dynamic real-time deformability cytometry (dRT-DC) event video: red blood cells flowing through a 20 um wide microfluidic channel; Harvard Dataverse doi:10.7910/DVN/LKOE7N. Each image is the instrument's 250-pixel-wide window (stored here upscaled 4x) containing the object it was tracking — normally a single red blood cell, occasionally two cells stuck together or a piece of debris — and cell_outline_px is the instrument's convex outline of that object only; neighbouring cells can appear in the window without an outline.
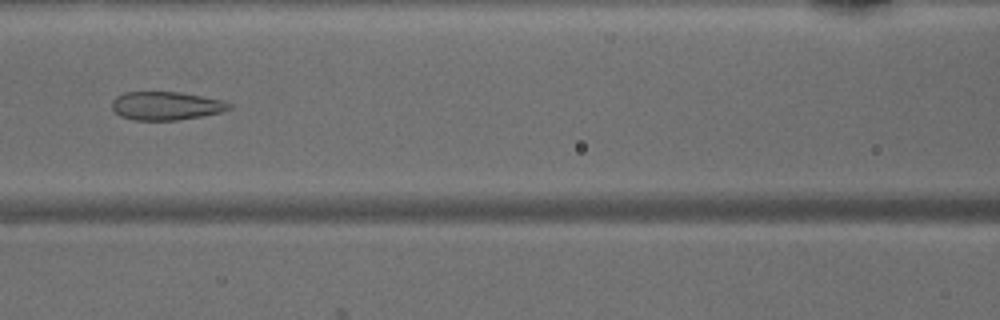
{"species": "common noctule bat (a hibernating species)", "species_latin": "Nyctalus noctula", "temperature_condition": "warm", "stored_images_in_passage": 33, "camera_frame_rate_fps": 3000, "um_per_image_px": 0.085, "animal": {"sex": "male", "body_mass_g": 15.6}, "frame": {"image": 1, "passage_image": 9, "time_ms": 2.667, "image_size_px": [1000, 320], "cell_outline_px": [[232, 108], [224, 112], [176, 120], [132, 120], [120, 116], [112, 108], [112, 100], [116, 96], [124, 92], [180, 92], [224, 100], [232, 104]], "centroid_in_image_um": [14.13, 8.99], "position_along_channel_um": 152.5, "area_um2": 19.54}}
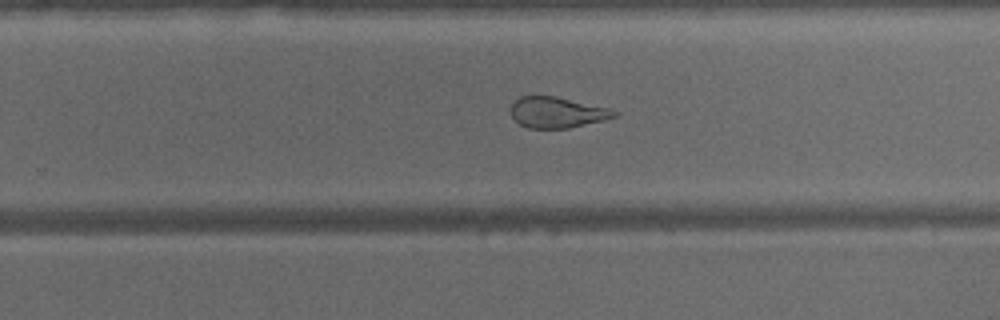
{"frame": {"image": 2, "passage_image": 18, "time_ms": 5.667, "image_size_px": [1000, 320], "cell_outline_px": [[620, 116], [604, 120], [568, 128], [528, 128], [520, 124], [512, 116], [508, 108], [512, 100], [520, 96], [556, 96], [608, 108], [620, 112]], "centroid_in_image_um": [47.33, 9.54], "position_along_channel_um": 282.5, "area_um2": 18.84}}
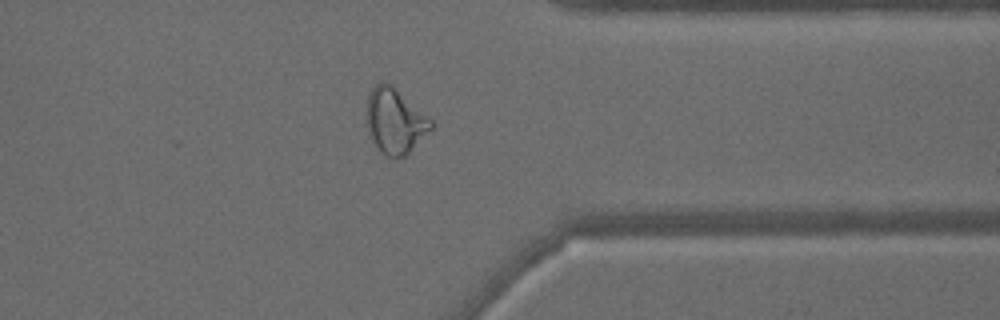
{"frame": {"image": 3, "passage_image": 25, "time_ms": 8.0, "image_size_px": [1000, 320], "cell_outline_px": [[432, 128], [404, 156], [388, 156], [380, 152], [368, 136], [364, 120], [368, 96], [372, 88], [380, 80], [384, 80], [392, 84], [432, 120]], "centroid_in_image_um": [33.5, 10.24], "position_along_channel_um": 377.9, "area_um2": 24.68}}